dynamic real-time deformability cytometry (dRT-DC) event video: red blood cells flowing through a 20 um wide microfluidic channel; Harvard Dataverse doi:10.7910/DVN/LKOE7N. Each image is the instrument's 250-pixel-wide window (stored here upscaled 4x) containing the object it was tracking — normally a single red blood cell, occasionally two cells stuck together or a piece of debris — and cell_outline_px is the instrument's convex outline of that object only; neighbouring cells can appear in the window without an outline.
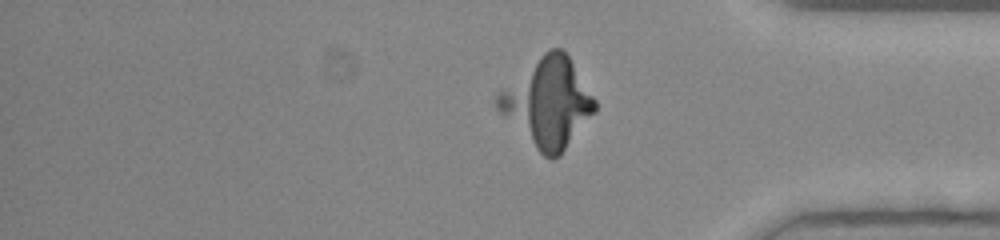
{"species": "human", "species_latin": "Homo sapiens", "temperature_condition": "room temperature", "stored_images_in_passage": 33, "camera_frame_rate_fps": 3000, "um_per_image_px": 0.085, "donor": {"sex": "female"}, "frame": {"image": 1, "passage_image": 28, "time_ms": 9.0, "image_size_px": [1000, 240], "cell_outline_px": [[596, 112], [560, 156], [552, 160], [544, 156], [492, 104], [496, 96], [500, 92], [548, 48], [560, 48], [568, 56], [596, 100]], "centroid_in_image_um": [46.6, 8.75], "position_along_channel_um": 388.6, "area_um2": 49.13}}